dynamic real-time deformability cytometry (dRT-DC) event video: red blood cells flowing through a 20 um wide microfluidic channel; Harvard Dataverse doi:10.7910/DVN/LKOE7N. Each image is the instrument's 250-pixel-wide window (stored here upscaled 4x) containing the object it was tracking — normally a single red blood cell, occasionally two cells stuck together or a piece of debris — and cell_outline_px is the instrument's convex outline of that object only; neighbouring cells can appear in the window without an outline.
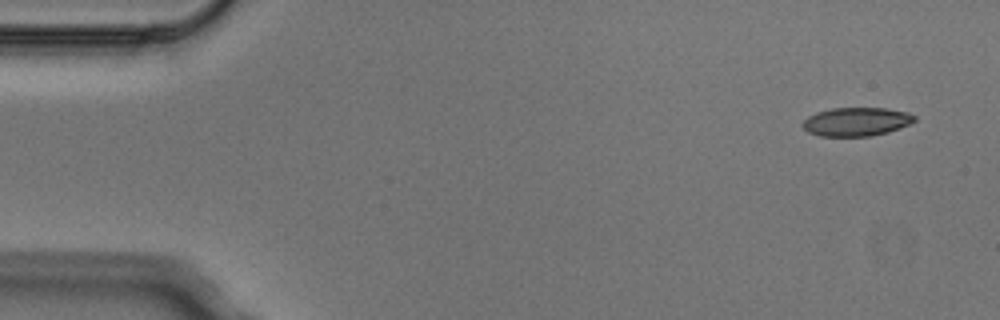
{"species": "Egyptian fruit bat (a non-hibernating species)", "species_latin": "Rousettus aegyptiacus", "temperature_condition": "cold", "stored_images_in_passage": 3, "camera_frame_rate_fps": 3000, "um_per_image_px": 0.085, "animal": {"sex": "male"}, "frame": {"image": 1, "passage_image": 1, "time_ms": 0.0, "image_size_px": [1000, 320], "cell_outline_px": [[916, 120], [900, 128], [888, 132], [872, 136], [820, 136], [808, 132], [800, 124], [808, 116], [816, 112], [832, 108], [884, 108], [908, 112], [916, 116]], "centroid_in_image_um": [72.78, 10.34], "position_along_channel_um": 12.2, "area_um2": 18.73}}